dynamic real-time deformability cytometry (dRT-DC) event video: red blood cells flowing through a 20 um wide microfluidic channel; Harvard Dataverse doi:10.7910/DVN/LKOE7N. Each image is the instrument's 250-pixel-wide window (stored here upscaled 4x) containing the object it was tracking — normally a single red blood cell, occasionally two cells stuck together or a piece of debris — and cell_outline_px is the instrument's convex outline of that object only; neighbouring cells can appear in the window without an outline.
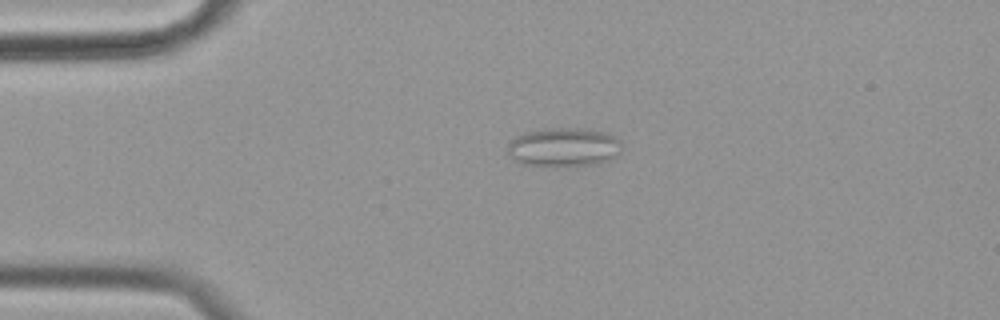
{"species": "common noctule bat (a hibernating species)", "species_latin": "Nyctalus noctula", "temperature_condition": "cold", "stored_images_in_passage": 56, "camera_frame_rate_fps": 3000, "um_per_image_px": 0.085, "animal": {"sex": "female", "body_mass_g": 19.9}, "frame": {"image": 1, "passage_image": 12, "time_ms": 3.667, "image_size_px": [1000, 320], "cell_outline_px": [[620, 152], [616, 156], [608, 160], [596, 164], [520, 164], [508, 156], [508, 144], [516, 136], [524, 132], [544, 128], [588, 128], [604, 132], [620, 140]], "centroid_in_image_um": [47.89, 12.47], "position_along_channel_um": 37.1, "area_um2": 25.49}}
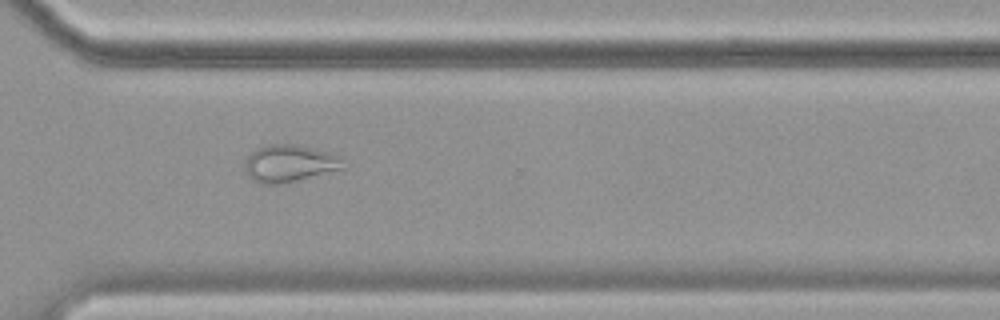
{"frame": {"image": 2, "passage_image": 41, "time_ms": 13.333, "image_size_px": [1000, 320], "cell_outline_px": [[348, 168], [280, 184], [260, 184], [252, 180], [244, 172], [244, 160], [248, 152], [256, 148], [268, 144], [292, 144], [328, 152], [344, 156]], "centroid_in_image_um": [24.61, 13.89], "position_along_channel_um": 346.0, "area_um2": 21.96}}
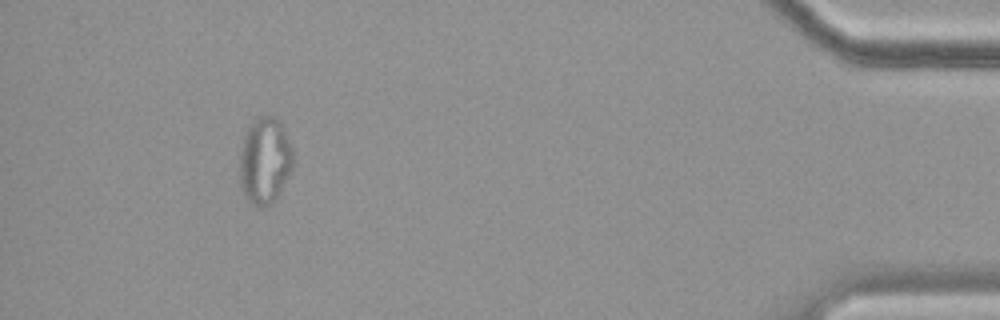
{"frame": {"image": 3, "passage_image": 52, "time_ms": 17.0, "image_size_px": [1000, 320], "cell_outline_px": [[296, 160], [288, 176], [276, 196], [264, 208], [252, 204], [248, 200], [244, 192], [240, 180], [240, 152], [244, 136], [248, 128], [260, 116], [276, 116], [280, 120], [284, 128], [292, 148]], "centroid_in_image_um": [22.54, 13.62], "position_along_channel_um": 412.7, "area_um2": 26.7}, "authors_computed_cell_mechanics": {"area_um2": 23.0911, "velocity_mm_per_s": 3.5079, "shape_relaxation_time_tau1_ms": null, "shape_relaxation_time_tau2_ms": 1.6005, "deformation_change_tau1": null, "deformation_change_tau2": 0.0838}}